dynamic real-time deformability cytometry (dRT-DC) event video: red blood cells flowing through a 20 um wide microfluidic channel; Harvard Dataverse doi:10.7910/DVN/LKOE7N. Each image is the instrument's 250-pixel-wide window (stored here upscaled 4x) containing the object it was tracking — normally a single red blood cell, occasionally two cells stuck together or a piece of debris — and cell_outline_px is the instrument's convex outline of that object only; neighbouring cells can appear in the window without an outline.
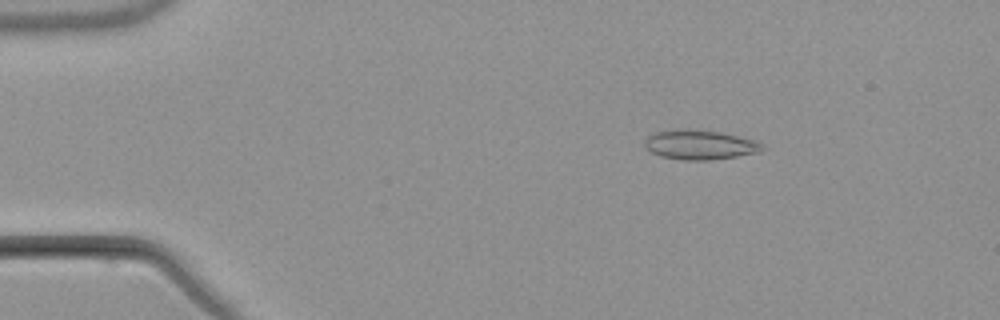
{"species": "common noctule bat (a hibernating species)", "species_latin": "Nyctalus noctula", "temperature_condition": "warm", "stored_images_in_passage": 6, "camera_frame_rate_fps": 3000, "um_per_image_px": 0.085, "animal": {"sex": "male", "body_mass_g": 21.5, "forearm_length_mm": 52.0}, "frame": {"image": 1, "passage_image": 3, "time_ms": 2.333, "image_size_px": [1000, 320], "cell_outline_px": [[764, 148], [760, 152], [712, 160], [684, 160], [660, 156], [644, 148], [644, 140], [648, 136], [656, 132], [720, 132], [756, 140]], "centroid_in_image_um": [59.51, 12.36], "position_along_channel_um": 25.5, "area_um2": 19.31}}